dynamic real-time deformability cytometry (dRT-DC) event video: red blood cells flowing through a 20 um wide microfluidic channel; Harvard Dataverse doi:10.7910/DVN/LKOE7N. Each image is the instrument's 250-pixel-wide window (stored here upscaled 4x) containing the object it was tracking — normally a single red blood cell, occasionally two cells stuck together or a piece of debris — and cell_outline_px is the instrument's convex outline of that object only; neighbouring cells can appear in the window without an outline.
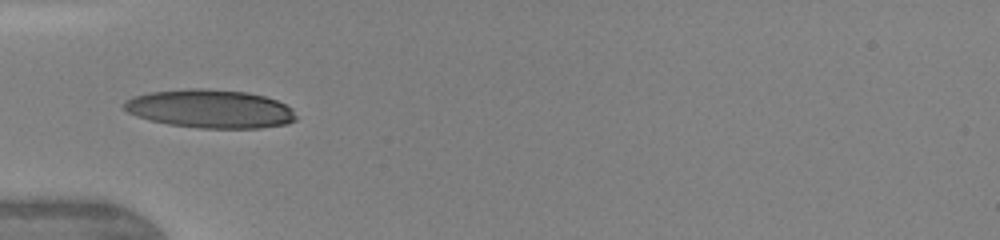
{"species": "human", "species_latin": "Homo sapiens", "temperature_condition": "warm", "stored_images_in_passage": 22, "camera_frame_rate_fps": 3000, "um_per_image_px": 0.085, "donor": {"sex": "female"}, "frame": {"image": 1, "passage_image": 1, "time_ms": 0.0, "image_size_px": [1000, 240], "cell_outline_px": [[296, 120], [288, 124], [260, 128], [200, 128], [168, 124], [136, 116], [128, 112], [124, 108], [124, 100], [132, 96], [148, 92], [188, 88], [204, 88], [248, 92], [264, 96], [276, 100], [292, 108], [296, 116]], "centroid_in_image_um": [17.86, 9.24], "position_along_channel_um": 67.1, "area_um2": 38.73}}